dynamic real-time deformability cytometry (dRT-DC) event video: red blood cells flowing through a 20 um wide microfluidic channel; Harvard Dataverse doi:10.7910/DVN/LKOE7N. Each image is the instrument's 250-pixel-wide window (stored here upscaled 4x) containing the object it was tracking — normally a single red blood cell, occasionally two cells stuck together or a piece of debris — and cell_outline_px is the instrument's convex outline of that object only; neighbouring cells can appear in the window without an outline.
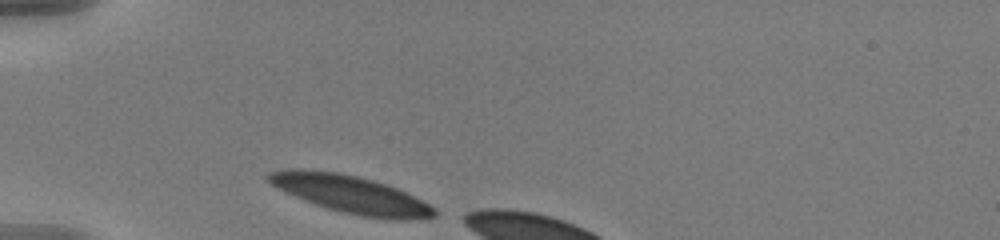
{"species": "human", "species_latin": "Homo sapiens", "temperature_condition": "warm", "stored_images_in_passage": 6, "camera_frame_rate_fps": 3000, "um_per_image_px": 0.085, "donor": {"sex": "male"}, "frame": {"image": 1, "passage_image": 1, "time_ms": 0.0, "image_size_px": [1000, 240], "cell_outline_px": [[436, 216], [408, 220], [392, 220], [360, 216], [328, 208], [304, 200], [284, 192], [272, 184], [264, 176], [268, 172], [288, 168], [300, 168], [340, 172], [360, 176], [396, 188], [436, 208]], "centroid_in_image_um": [29.76, 16.5], "position_along_channel_um": 55.2, "area_um2": 36.36}}